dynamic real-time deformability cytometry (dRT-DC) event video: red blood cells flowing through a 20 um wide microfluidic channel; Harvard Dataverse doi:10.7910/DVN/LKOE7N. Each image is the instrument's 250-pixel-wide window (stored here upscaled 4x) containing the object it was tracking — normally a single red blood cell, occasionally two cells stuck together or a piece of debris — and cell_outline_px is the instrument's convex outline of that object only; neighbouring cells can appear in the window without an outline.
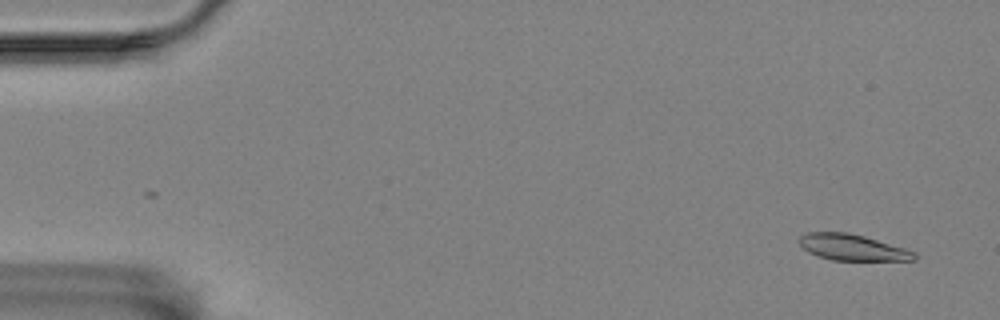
{"species": "Egyptian fruit bat (a non-hibernating species)", "species_latin": "Rousettus aegyptiacus", "temperature_condition": "room temperature", "stored_images_in_passage": 58, "camera_frame_rate_fps": 3000, "um_per_image_px": 0.085, "animal": {"sex": "female"}, "frame": {"image": 1, "passage_image": 3, "time_ms": 0.667, "image_size_px": [1000, 320], "cell_outline_px": [[916, 260], [832, 260], [808, 252], [800, 244], [800, 236], [804, 232], [848, 232], [864, 236], [904, 248], [916, 252]], "centroid_in_image_um": [72.45, 21.02], "position_along_channel_um": 12.6, "area_um2": 17.34}}
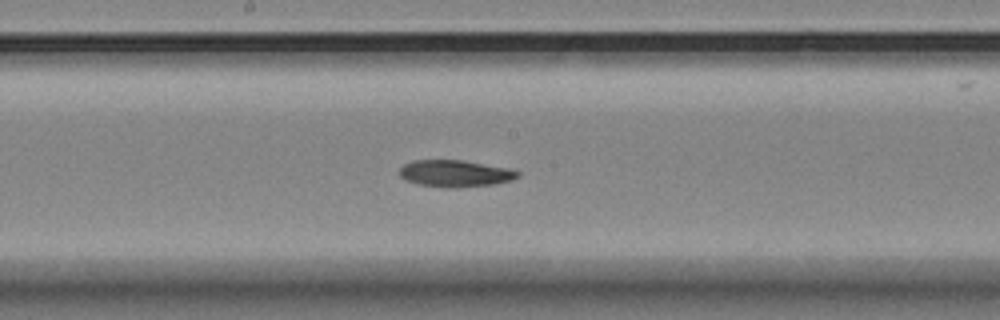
{"frame": {"image": 2, "passage_image": 30, "time_ms": 9.667, "image_size_px": [1000, 320], "cell_outline_px": [[520, 176], [512, 180], [496, 184], [456, 188], [448, 188], [416, 184], [404, 180], [400, 176], [400, 168], [404, 164], [412, 160], [460, 160], [508, 168], [520, 172]], "centroid_in_image_um": [38.67, 14.76], "position_along_channel_um": 209.5, "area_um2": 18.61}}
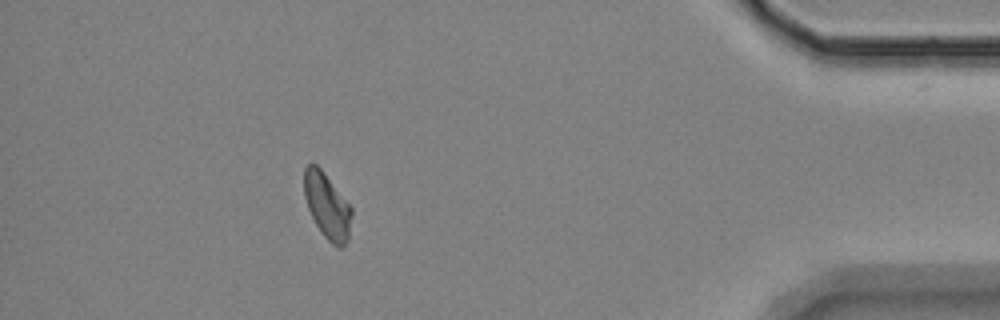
{"frame": {"image": 3, "passage_image": 51, "time_ms": 16.667, "image_size_px": [1000, 320], "cell_outline_px": [[352, 216], [348, 240], [340, 248], [336, 248], [324, 236], [316, 224], [308, 208], [304, 196], [304, 168], [308, 164], [316, 164], [324, 172], [352, 208]], "centroid_in_image_um": [27.81, 17.51], "position_along_channel_um": 407.4, "area_um2": 18.03}}